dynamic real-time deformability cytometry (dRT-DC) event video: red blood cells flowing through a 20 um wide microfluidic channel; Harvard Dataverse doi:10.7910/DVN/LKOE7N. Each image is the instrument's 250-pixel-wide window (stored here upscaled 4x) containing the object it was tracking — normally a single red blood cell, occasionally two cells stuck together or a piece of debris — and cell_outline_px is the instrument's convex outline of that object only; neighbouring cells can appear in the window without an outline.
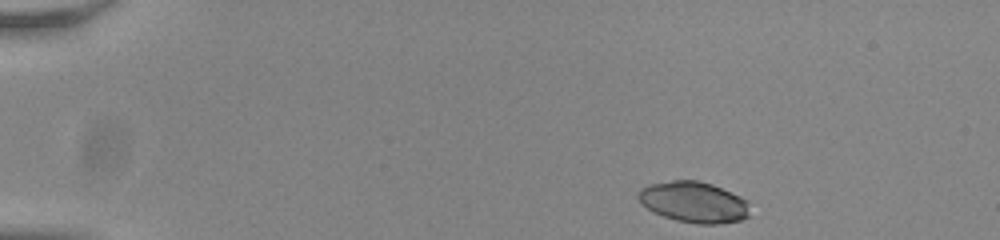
{"species": "common noctule bat (a hibernating species)", "species_latin": "Nyctalus noctula", "temperature_condition": "room temperature", "stored_images_in_passage": 47, "camera_frame_rate_fps": 3000, "um_per_image_px": 0.085, "animal": {"sex": "male", "body_mass_g": 20.0, "forearm_length_mm": 53.3}, "frame": {"image": 1, "passage_image": 1, "time_ms": 0.0, "image_size_px": [1000, 240], "cell_outline_px": [[748, 216], [740, 220], [716, 224], [696, 224], [676, 220], [664, 216], [648, 208], [636, 196], [636, 192], [640, 188], [648, 184], [672, 180], [700, 180], [712, 184], [740, 196], [748, 200]], "centroid_in_image_um": [58.96, 17.16], "position_along_channel_um": 26.0, "area_um2": 26.59}}
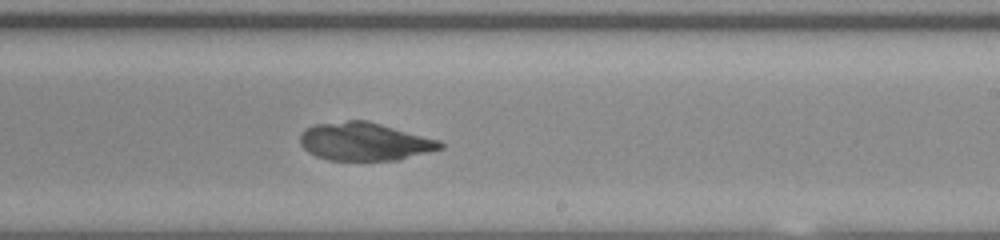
{"frame": {"image": 2, "passage_image": 27, "time_ms": 8.667, "image_size_px": [1000, 240], "cell_outline_px": [[444, 148], [396, 160], [328, 160], [316, 156], [308, 152], [300, 144], [300, 132], [304, 128], [312, 124], [348, 120], [368, 120], [440, 140], [444, 144]], "centroid_in_image_um": [30.96, 12.02], "position_along_channel_um": 258.0, "area_um2": 31.33}}
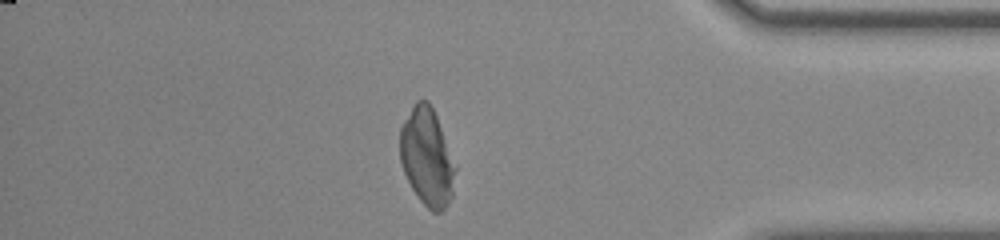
{"frame": {"image": 3, "passage_image": 40, "time_ms": 13.0, "image_size_px": [1000, 240], "cell_outline_px": [[456, 168], [452, 196], [448, 204], [440, 212], [432, 212], [420, 200], [412, 188], [404, 172], [400, 160], [400, 128], [404, 120], [416, 100], [428, 100], [436, 116], [456, 164]], "centroid_in_image_um": [36.3, 13.35], "position_along_channel_um": 398.9, "area_um2": 31.33}}